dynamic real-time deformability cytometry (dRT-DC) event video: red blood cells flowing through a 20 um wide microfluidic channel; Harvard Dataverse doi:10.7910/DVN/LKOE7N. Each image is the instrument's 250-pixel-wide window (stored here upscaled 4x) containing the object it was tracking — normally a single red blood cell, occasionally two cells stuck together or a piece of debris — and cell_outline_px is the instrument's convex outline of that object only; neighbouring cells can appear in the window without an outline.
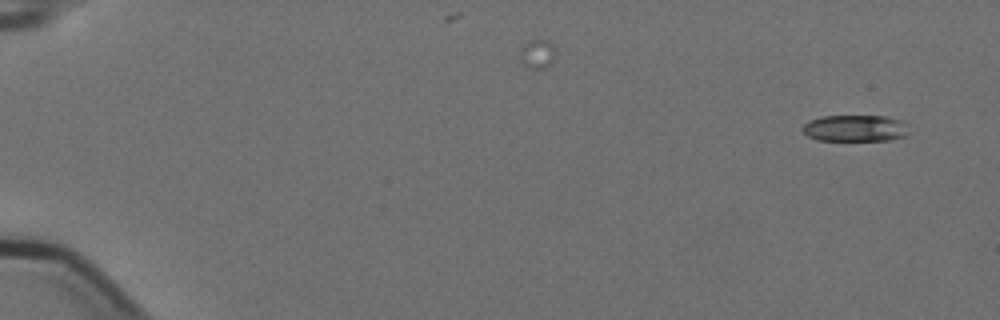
{"species": "Egyptian fruit bat (a non-hibernating species)", "species_latin": "Rousettus aegyptiacus", "temperature_condition": "cold", "stored_images_in_passage": 11, "camera_frame_rate_fps": 3000, "um_per_image_px": 0.085, "animal": {"sex": "female"}, "frame": {"image": 1, "passage_image": 1, "time_ms": 0.0, "image_size_px": [1000, 320], "cell_outline_px": [[908, 136], [888, 140], [816, 140], [808, 136], [800, 128], [808, 120], [824, 116], [884, 116], [900, 120], [908, 124]], "centroid_in_image_um": [72.7, 10.9], "position_along_channel_um": 12.3, "area_um2": 16.59}}
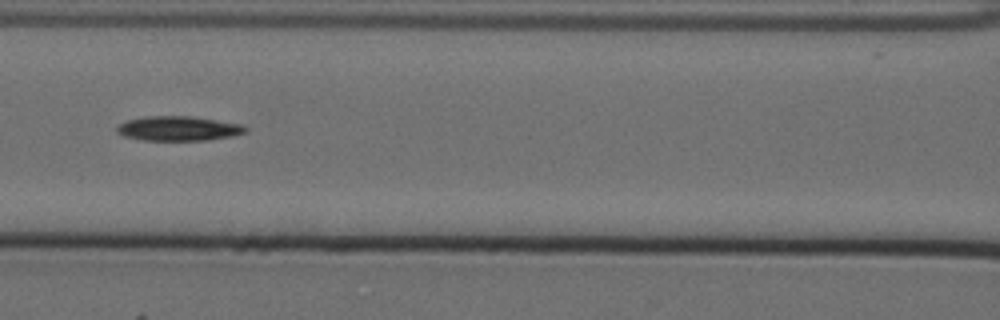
{"frame": {"image": 2, "passage_image": 7, "time_ms": 2.0, "image_size_px": [1000, 320], "cell_outline_px": [[248, 132], [232, 136], [208, 140], [144, 140], [124, 136], [116, 132], [116, 128], [120, 124], [128, 120], [144, 116], [188, 116], [244, 124], [248, 128]], "centroid_in_image_um": [15.2, 10.92], "position_along_channel_um": 151.4, "area_um2": 18.44}}
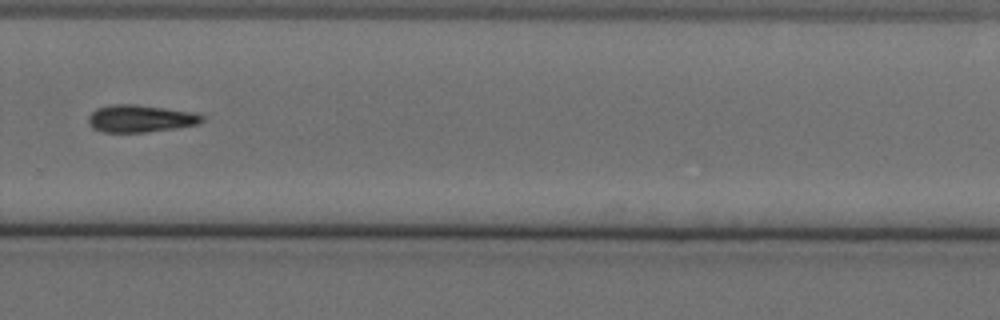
{"frame": {"image": 3, "passage_image": 11, "time_ms": 3.333, "image_size_px": [1000, 320], "cell_outline_px": [[204, 120], [200, 124], [180, 128], [144, 132], [104, 132], [92, 128], [88, 124], [88, 116], [96, 108], [112, 104], [136, 104], [192, 112], [204, 116]], "centroid_in_image_um": [11.93, 10.08], "position_along_channel_um": 317.9, "area_um2": 18.26}}